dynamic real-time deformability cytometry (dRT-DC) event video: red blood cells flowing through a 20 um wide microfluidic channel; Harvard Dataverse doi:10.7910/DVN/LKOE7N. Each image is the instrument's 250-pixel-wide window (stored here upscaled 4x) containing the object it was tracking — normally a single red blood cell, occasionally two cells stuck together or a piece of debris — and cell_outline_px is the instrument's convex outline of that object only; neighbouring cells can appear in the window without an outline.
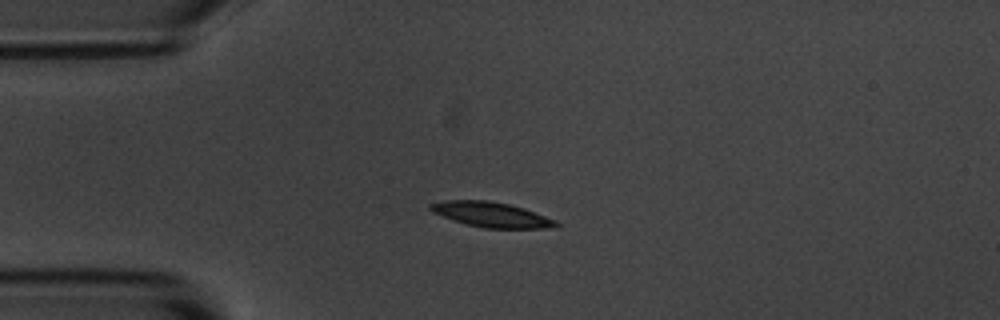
{"species": "common noctule bat (a hibernating species)", "species_latin": "Nyctalus noctula", "temperature_condition": "room temperature", "stored_images_in_passage": 12, "camera_frame_rate_fps": 3000, "um_per_image_px": 0.085, "animal": {"sex": "male", "body_mass_g": 20.1, "forearm_length_mm": 53.5}, "frame": {"image": 1, "passage_image": 1, "time_ms": 0.0, "image_size_px": [1000, 320], "cell_outline_px": [[560, 228], [484, 228], [464, 224], [452, 220], [432, 212], [428, 208], [428, 204], [444, 200], [488, 200], [508, 204], [524, 208], [556, 220], [560, 224]], "centroid_in_image_um": [41.76, 18.24], "position_along_channel_um": 43.2, "area_um2": 18.55}}
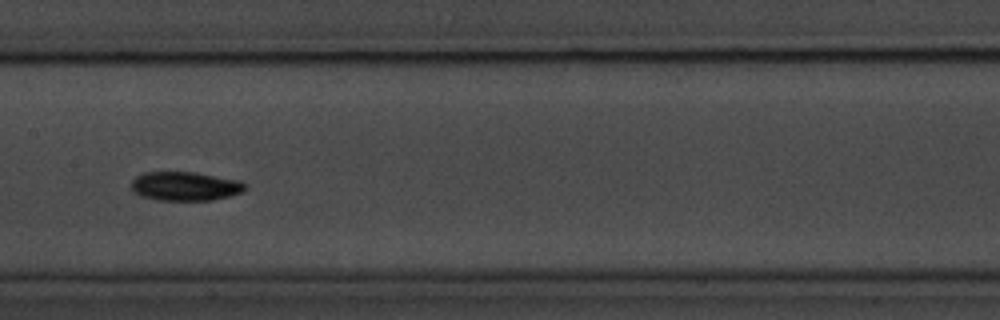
{"frame": {"image": 2, "passage_image": 5, "time_ms": 4.667, "image_size_px": [1000, 320], "cell_outline_px": [[248, 188], [244, 192], [212, 200], [156, 200], [140, 196], [132, 192], [132, 180], [136, 176], [144, 172], [196, 172], [240, 180], [248, 184]], "centroid_in_image_um": [15.77, 15.82], "position_along_channel_um": 191.6, "area_um2": 19.54}}
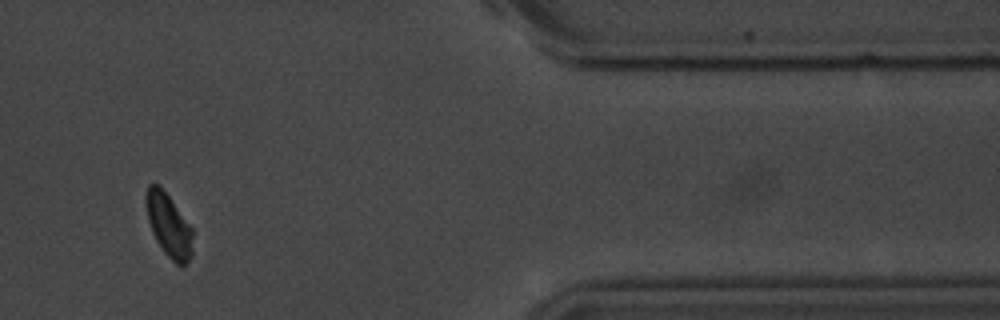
{"frame": {"image": 3, "passage_image": 10, "time_ms": 11.333, "image_size_px": [1000, 320], "cell_outline_px": [[192, 252], [188, 260], [184, 264], [176, 264], [164, 252], [156, 240], [152, 232], [148, 220], [144, 200], [144, 196], [148, 184], [160, 184], [192, 228]], "centroid_in_image_um": [14.3, 19.09], "position_along_channel_um": 397.1, "area_um2": 17.17}, "authors_computed_cell_mechanics": {"area_um2": 18.3804, "velocity_mm_per_s": 3.5985, "shape_relaxation_time_tau1_ms": 2.5134, "shape_relaxation_time_tau2_ms": null, "deformation_change_tau1": 0.0975, "deformation_change_tau2": null}}